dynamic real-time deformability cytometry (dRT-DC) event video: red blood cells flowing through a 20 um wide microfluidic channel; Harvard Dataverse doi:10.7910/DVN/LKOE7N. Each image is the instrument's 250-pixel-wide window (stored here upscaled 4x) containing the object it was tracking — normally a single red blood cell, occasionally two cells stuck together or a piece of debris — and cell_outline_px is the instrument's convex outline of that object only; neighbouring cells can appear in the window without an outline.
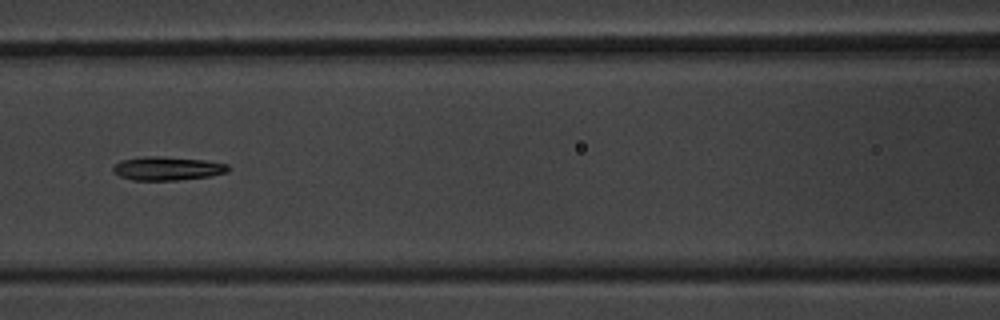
{"species": "common noctule bat (a hibernating species)", "species_latin": "Nyctalus noctula", "temperature_condition": "warm", "stored_images_in_passage": 9, "camera_frame_rate_fps": 3000, "um_per_image_px": 0.085, "animal": {"sex": "male", "body_mass_g": 20.1, "forearm_length_mm": 53.5}, "frame": {"image": 1, "passage_image": 6, "time_ms": 6.0, "image_size_px": [1000, 320], "cell_outline_px": [[228, 172], [212, 176], [176, 180], [132, 180], [120, 176], [112, 172], [112, 168], [120, 160], [144, 156], [160, 156], [204, 160], [228, 164]], "centroid_in_image_um": [14.21, 14.32], "position_along_channel_um": 152.4, "area_um2": 15.9}}
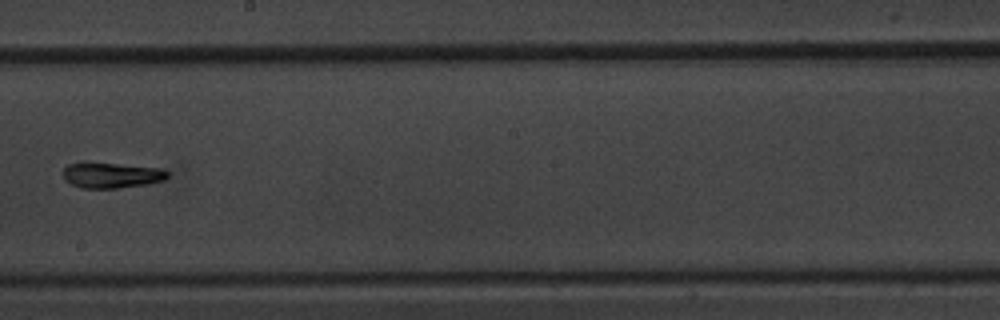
{"frame": {"image": 2, "passage_image": 8, "time_ms": 8.333, "image_size_px": [1000, 320], "cell_outline_px": [[168, 176], [164, 180], [148, 184], [116, 188], [80, 188], [64, 180], [64, 168], [68, 164], [116, 164], [164, 168], [168, 172]], "centroid_in_image_um": [9.53, 14.92], "position_along_channel_um": 238.7, "area_um2": 15.2}}
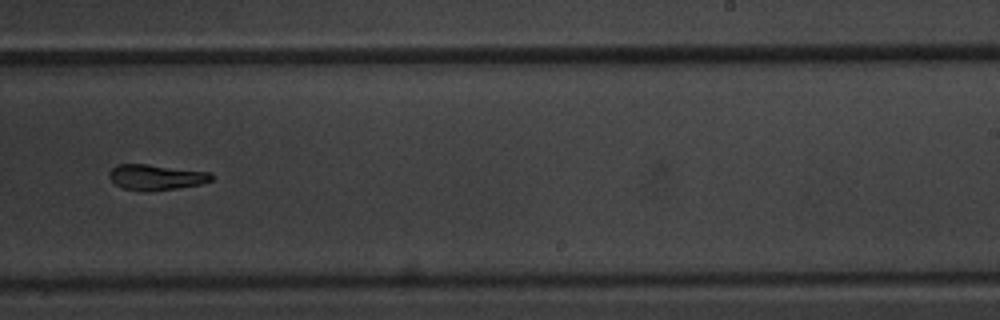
{"frame": {"image": 3, "passage_image": 9, "time_ms": 9.333, "image_size_px": [1000, 320], "cell_outline_px": [[212, 180], [200, 184], [176, 188], [148, 192], [144, 192], [124, 188], [116, 184], [108, 176], [108, 172], [116, 164], [148, 164], [212, 172]], "centroid_in_image_um": [13.25, 15.06], "position_along_channel_um": 275.7, "area_um2": 15.32}}